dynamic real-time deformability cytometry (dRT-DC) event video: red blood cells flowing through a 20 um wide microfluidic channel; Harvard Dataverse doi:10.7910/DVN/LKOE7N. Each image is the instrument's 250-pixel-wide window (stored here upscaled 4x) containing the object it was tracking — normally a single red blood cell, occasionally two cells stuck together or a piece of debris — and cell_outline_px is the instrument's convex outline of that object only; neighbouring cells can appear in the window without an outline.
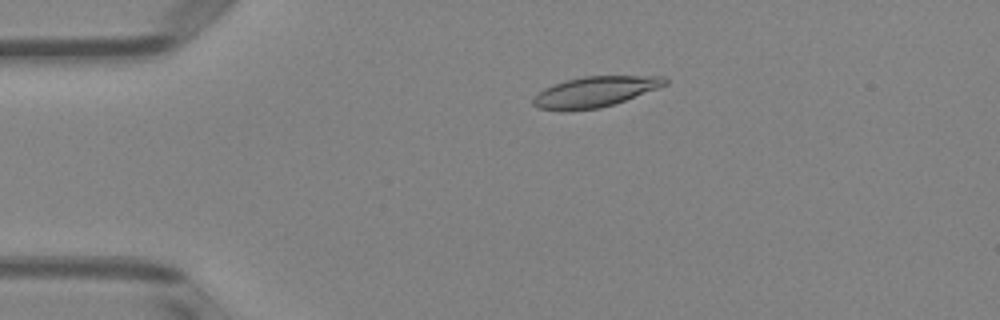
{"species": "Egyptian fruit bat (a non-hibernating species)", "species_latin": "Rousettus aegyptiacus", "temperature_condition": "room temperature", "stored_images_in_passage": 49, "camera_frame_rate_fps": 3000, "um_per_image_px": 0.085, "animal": {"sex": "female"}, "frame": {"image": 1, "passage_image": 9, "time_ms": 2.667, "image_size_px": [1000, 320], "cell_outline_px": [[668, 84], [624, 100], [600, 108], [568, 112], [564, 112], [540, 108], [532, 104], [532, 100], [544, 88], [552, 84], [564, 80], [584, 76], [664, 76], [668, 80]], "centroid_in_image_um": [50.53, 7.81], "position_along_channel_um": 34.5, "area_um2": 23.47}}
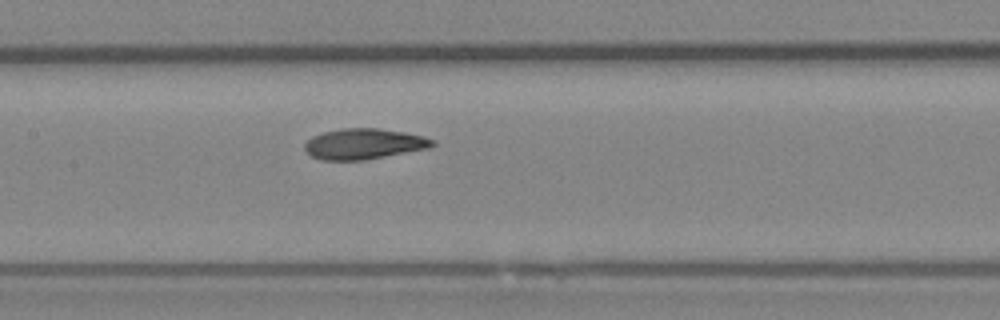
{"frame": {"image": 2, "passage_image": 23, "time_ms": 7.333, "image_size_px": [1000, 320], "cell_outline_px": [[436, 144], [428, 148], [364, 160], [320, 160], [312, 156], [304, 148], [304, 144], [312, 136], [324, 132], [344, 128], [376, 128], [404, 132], [424, 136], [436, 140]], "centroid_in_image_um": [30.94, 12.23], "position_along_channel_um": 176.5, "area_um2": 22.72}}
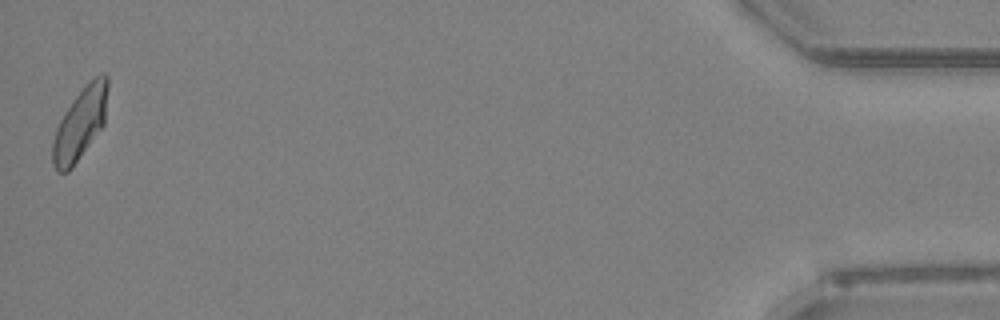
{"frame": {"image": 3, "passage_image": 49, "time_ms": 16.0, "image_size_px": [1000, 320], "cell_outline_px": [[108, 88], [104, 124], [72, 168], [68, 172], [56, 172], [52, 164], [52, 144], [56, 128], [64, 112], [72, 100], [92, 76], [104, 72], [108, 76]], "centroid_in_image_um": [6.81, 10.48], "position_along_channel_um": 428.4, "area_um2": 23.24}, "authors_computed_cell_mechanics": {"area_um2": 22.9466, "velocity_mm_per_s": 3.9681, "shape_relaxation_time_tau1_ms": 5.6405, "shape_relaxation_time_tau2_ms": 2.2907, "deformation_change_tau1": 0.1657, "deformation_change_tau2": 0.0641}}